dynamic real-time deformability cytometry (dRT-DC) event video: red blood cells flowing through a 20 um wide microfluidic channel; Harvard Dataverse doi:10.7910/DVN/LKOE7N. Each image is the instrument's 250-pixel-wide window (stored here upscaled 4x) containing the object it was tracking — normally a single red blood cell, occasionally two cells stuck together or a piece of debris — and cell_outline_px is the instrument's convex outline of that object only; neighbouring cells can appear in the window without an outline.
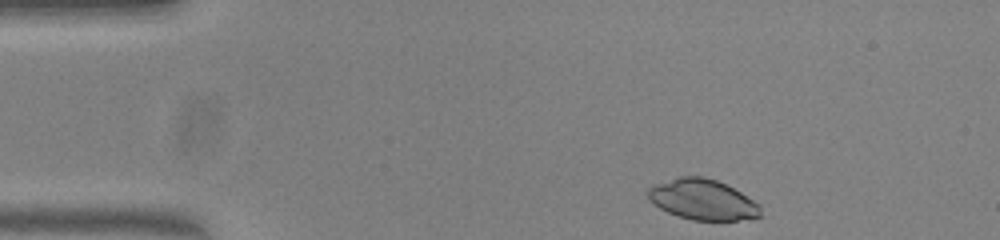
{"species": "common noctule bat (a hibernating species)", "species_latin": "Nyctalus noctula", "temperature_condition": "warm", "stored_images_in_passage": 39, "camera_frame_rate_fps": 3000, "um_per_image_px": 0.085, "animal": {"sex": "female", "body_mass_g": 23.0, "forearm_length_mm": 53.4}, "frame": {"image": 1, "passage_image": 1, "time_ms": 0.0, "image_size_px": [1000, 240], "cell_outline_px": [[760, 216], [752, 220], [692, 220], [668, 212], [660, 208], [648, 200], [648, 188], [652, 184], [680, 176], [704, 176], [716, 180], [740, 192], [760, 204]], "centroid_in_image_um": [59.71, 16.96], "position_along_channel_um": 25.3, "area_um2": 26.65}}
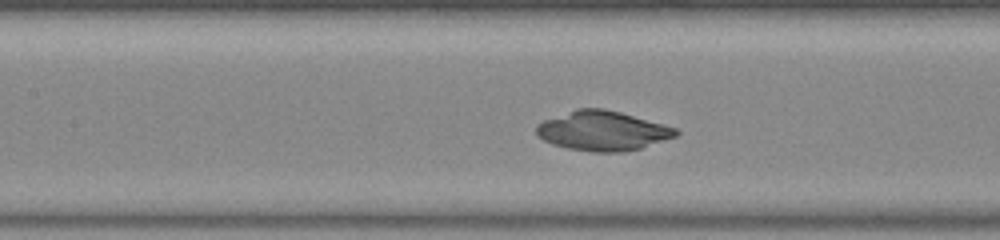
{"frame": {"image": 2, "passage_image": 17, "time_ms": 5.333, "image_size_px": [1000, 240], "cell_outline_px": [[680, 132], [676, 136], [640, 148], [624, 152], [592, 152], [568, 148], [552, 144], [536, 136], [536, 124], [544, 120], [576, 108], [604, 108], [620, 112], [676, 128]], "centroid_in_image_um": [51.18, 11.12], "position_along_channel_um": 156.2, "area_um2": 32.08}}
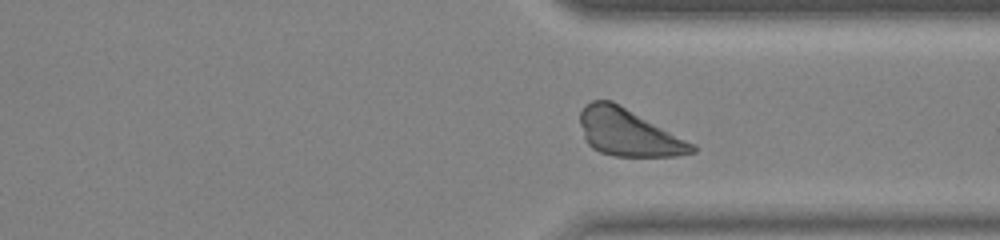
{"frame": {"image": 3, "passage_image": 33, "time_ms": 10.667, "image_size_px": [1000, 240], "cell_outline_px": [[696, 152], [676, 156], [616, 156], [600, 152], [592, 148], [588, 144], [584, 136], [580, 124], [580, 112], [584, 104], [592, 100], [612, 100], [696, 144]], "centroid_in_image_um": [53.42, 11.26], "position_along_channel_um": 358.0, "area_um2": 30.87}}